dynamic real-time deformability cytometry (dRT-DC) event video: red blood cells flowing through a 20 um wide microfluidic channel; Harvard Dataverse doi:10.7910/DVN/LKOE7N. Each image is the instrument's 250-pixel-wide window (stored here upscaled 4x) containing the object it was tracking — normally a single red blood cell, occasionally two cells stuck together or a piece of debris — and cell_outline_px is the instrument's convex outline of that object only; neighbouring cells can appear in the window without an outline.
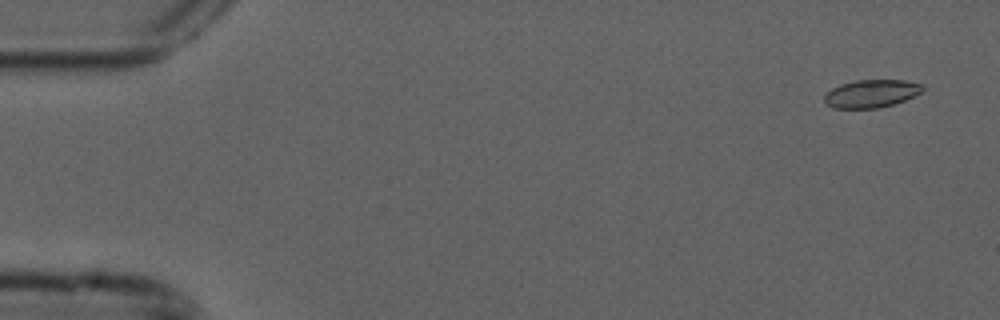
{"species": "common noctule bat (a hibernating species)", "species_latin": "Nyctalus noctula", "temperature_condition": "cold", "stored_images_in_passage": 3, "camera_frame_rate_fps": 3000, "um_per_image_px": 0.085, "animal": {"sex": "male", "forearm_length_mm": 52.5}, "frame": {"image": 1, "passage_image": 1, "time_ms": 0.0, "image_size_px": [1000, 320], "cell_outline_px": [[924, 88], [920, 92], [904, 100], [892, 104], [876, 108], [832, 108], [824, 100], [824, 96], [832, 88], [840, 84], [856, 80], [904, 80], [924, 84]], "centroid_in_image_um": [74.05, 7.94], "position_along_channel_um": 10.9, "area_um2": 15.78}}